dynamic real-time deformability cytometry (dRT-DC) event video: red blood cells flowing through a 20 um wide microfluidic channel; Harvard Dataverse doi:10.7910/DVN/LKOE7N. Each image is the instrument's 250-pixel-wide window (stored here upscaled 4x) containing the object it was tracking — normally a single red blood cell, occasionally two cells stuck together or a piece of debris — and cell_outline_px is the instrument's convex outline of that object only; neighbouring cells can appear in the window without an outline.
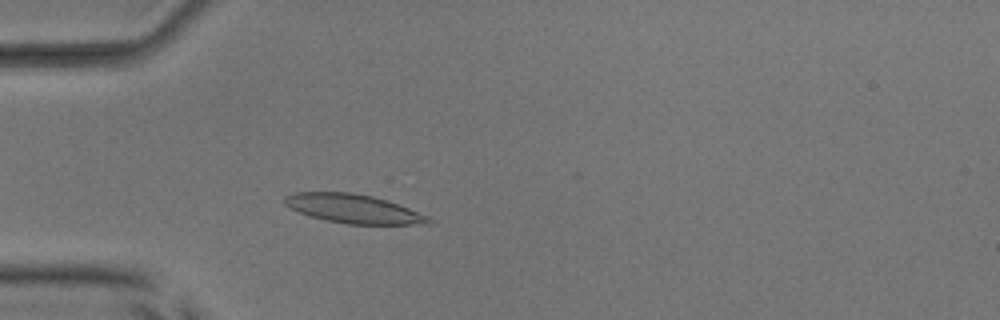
{"species": "common noctule bat (a hibernating species)", "species_latin": "Nyctalus noctula", "temperature_condition": "room temperature", "stored_images_in_passage": 45, "camera_frame_rate_fps": 3000, "um_per_image_px": 0.085, "animal": {"sex": "male", "body_mass_g": 17.9, "forearm_length_mm": 54.2}, "frame": {"image": 1, "passage_image": 8, "time_ms": 2.333, "image_size_px": [1000, 320], "cell_outline_px": [[432, 224], [348, 224], [328, 220], [312, 216], [300, 212], [284, 204], [284, 196], [292, 192], [352, 192], [372, 196], [388, 200], [428, 216], [432, 220]], "centroid_in_image_um": [30.05, 17.73], "position_along_channel_um": 55.0, "area_um2": 24.04}}
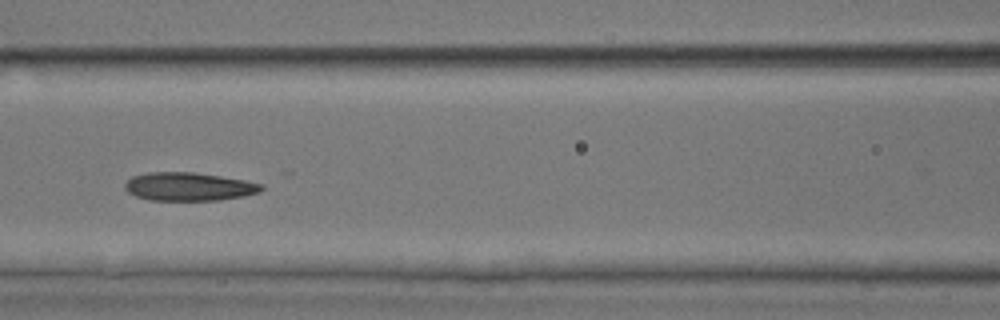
{"frame": {"image": 2, "passage_image": 16, "time_ms": 5.0, "image_size_px": [1000, 320], "cell_outline_px": [[264, 188], [260, 192], [244, 196], [220, 200], [148, 200], [136, 196], [128, 192], [124, 188], [124, 184], [132, 176], [148, 172], [196, 172], [244, 180], [264, 184]], "centroid_in_image_um": [16.06, 15.86], "position_along_channel_um": 150.5, "area_um2": 22.66}}
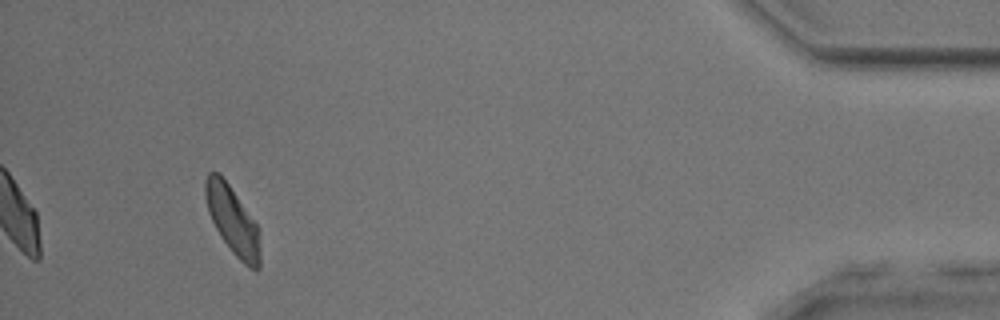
{"frame": {"image": 3, "passage_image": 41, "time_ms": 13.333, "image_size_px": [1000, 320], "cell_outline_px": [[260, 268], [256, 272], [248, 268], [232, 252], [220, 236], [208, 212], [204, 196], [204, 180], [208, 172], [220, 172], [260, 228]], "centroid_in_image_um": [19.78, 18.74], "position_along_channel_um": 415.4, "area_um2": 22.14}, "authors_computed_cell_mechanics": {"area_um2": 22.542, "velocity_mm_per_s": 3.9484, "shape_relaxation_time_tau1_ms": null, "shape_relaxation_time_tau2_ms": 4.7033, "deformation_change_tau1": null, "deformation_change_tau2": 0.1006}}